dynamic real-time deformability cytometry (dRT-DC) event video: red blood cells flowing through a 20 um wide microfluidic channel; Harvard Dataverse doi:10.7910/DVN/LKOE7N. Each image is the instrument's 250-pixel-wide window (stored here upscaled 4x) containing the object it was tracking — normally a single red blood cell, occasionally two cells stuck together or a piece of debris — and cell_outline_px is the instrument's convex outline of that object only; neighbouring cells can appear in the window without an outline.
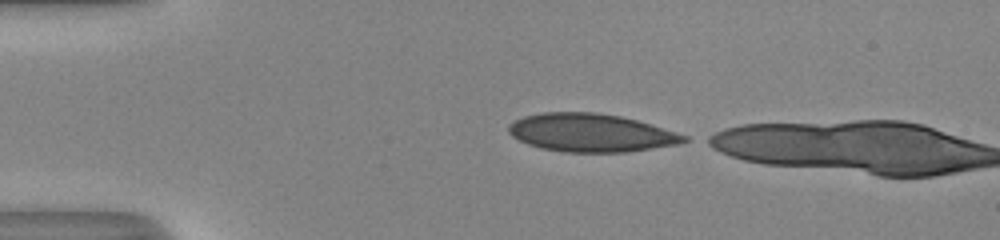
{"species": "human", "species_latin": "Homo sapiens", "temperature_condition": "room temperature", "stored_images_in_passage": 3, "camera_frame_rate_fps": 3000, "um_per_image_px": 0.085, "donor": {"sex": "male"}, "frame": {"image": 1, "passage_image": 1, "time_ms": 0.0, "image_size_px": [1000, 240], "cell_outline_px": [[688, 140], [680, 144], [628, 152], [564, 152], [540, 148], [528, 144], [512, 136], [508, 132], [508, 124], [524, 116], [544, 112], [596, 112], [620, 116], [636, 120], [676, 132], [688, 136]], "centroid_in_image_um": [50.22, 11.29], "position_along_channel_um": 34.8, "area_um2": 38.96}}